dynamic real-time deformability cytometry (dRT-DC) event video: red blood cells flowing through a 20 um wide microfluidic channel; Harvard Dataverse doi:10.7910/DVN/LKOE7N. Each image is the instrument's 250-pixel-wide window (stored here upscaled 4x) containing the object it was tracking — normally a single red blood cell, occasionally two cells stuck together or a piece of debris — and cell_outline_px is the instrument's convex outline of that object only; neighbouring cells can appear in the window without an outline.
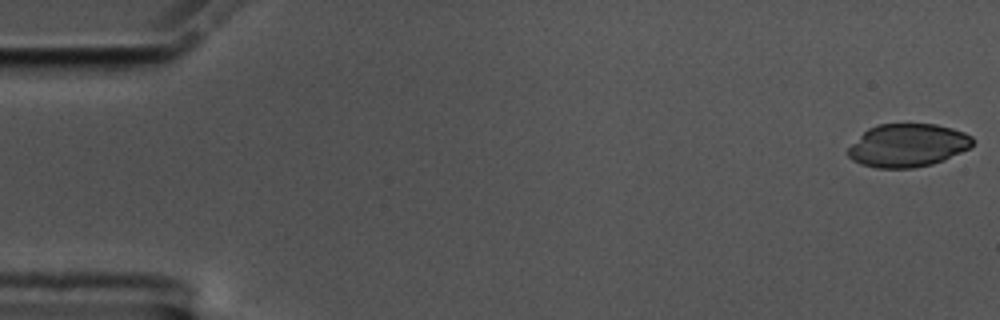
{"species": "common noctule bat (a hibernating species)", "species_latin": "Nyctalus noctula", "temperature_condition": "cold", "stored_images_in_passage": 56, "camera_frame_rate_fps": 3000, "um_per_image_px": 0.085, "animal": {"sex": "male", "body_mass_g": 17.5, "forearm_length_mm": 52.3}, "frame": {"image": 1, "passage_image": 1, "time_ms": 0.0, "image_size_px": [1000, 320], "cell_outline_px": [[976, 140], [968, 148], [944, 160], [932, 164], [912, 168], [876, 168], [860, 164], [852, 160], [848, 156], [848, 148], [868, 128], [880, 124], [936, 124], [952, 128], [964, 132], [972, 136]], "centroid_in_image_um": [77.16, 12.36], "position_along_channel_um": 7.8, "area_um2": 31.27}}